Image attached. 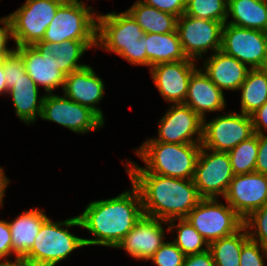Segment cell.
Wrapping results in <instances>:
<instances>
[{"label": "cell", "instance_id": "40", "mask_svg": "<svg viewBox=\"0 0 267 266\" xmlns=\"http://www.w3.org/2000/svg\"><path fill=\"white\" fill-rule=\"evenodd\" d=\"M258 156L255 172L267 175V136L258 134Z\"/></svg>", "mask_w": 267, "mask_h": 266}, {"label": "cell", "instance_id": "45", "mask_svg": "<svg viewBox=\"0 0 267 266\" xmlns=\"http://www.w3.org/2000/svg\"><path fill=\"white\" fill-rule=\"evenodd\" d=\"M8 179L6 176H4V171L0 167V206L2 204V199L4 196L5 188L8 185Z\"/></svg>", "mask_w": 267, "mask_h": 266}, {"label": "cell", "instance_id": "39", "mask_svg": "<svg viewBox=\"0 0 267 266\" xmlns=\"http://www.w3.org/2000/svg\"><path fill=\"white\" fill-rule=\"evenodd\" d=\"M0 23L4 25V28L0 27V60H4L7 56L12 54L15 49L11 50L7 49L6 47L8 37L13 38V32L8 17L6 16L5 18L1 19Z\"/></svg>", "mask_w": 267, "mask_h": 266}, {"label": "cell", "instance_id": "21", "mask_svg": "<svg viewBox=\"0 0 267 266\" xmlns=\"http://www.w3.org/2000/svg\"><path fill=\"white\" fill-rule=\"evenodd\" d=\"M204 67L205 74L220 90H240L250 70L246 64L221 50L211 55Z\"/></svg>", "mask_w": 267, "mask_h": 266}, {"label": "cell", "instance_id": "11", "mask_svg": "<svg viewBox=\"0 0 267 266\" xmlns=\"http://www.w3.org/2000/svg\"><path fill=\"white\" fill-rule=\"evenodd\" d=\"M206 152L201 147L193 181L202 198L214 199L219 194H226L234 173L227 152Z\"/></svg>", "mask_w": 267, "mask_h": 266}, {"label": "cell", "instance_id": "6", "mask_svg": "<svg viewBox=\"0 0 267 266\" xmlns=\"http://www.w3.org/2000/svg\"><path fill=\"white\" fill-rule=\"evenodd\" d=\"M91 10L81 1L65 0L58 7L42 41L62 43L66 40H97V16Z\"/></svg>", "mask_w": 267, "mask_h": 266}, {"label": "cell", "instance_id": "7", "mask_svg": "<svg viewBox=\"0 0 267 266\" xmlns=\"http://www.w3.org/2000/svg\"><path fill=\"white\" fill-rule=\"evenodd\" d=\"M65 0H27L8 15L16 46H33L43 40L58 7Z\"/></svg>", "mask_w": 267, "mask_h": 266}, {"label": "cell", "instance_id": "26", "mask_svg": "<svg viewBox=\"0 0 267 266\" xmlns=\"http://www.w3.org/2000/svg\"><path fill=\"white\" fill-rule=\"evenodd\" d=\"M238 27L260 30L267 33V0H227V15Z\"/></svg>", "mask_w": 267, "mask_h": 266}, {"label": "cell", "instance_id": "22", "mask_svg": "<svg viewBox=\"0 0 267 266\" xmlns=\"http://www.w3.org/2000/svg\"><path fill=\"white\" fill-rule=\"evenodd\" d=\"M93 45L100 46L97 40H66L62 43L40 41L33 46L41 54L52 53L56 69L68 75L87 66L77 64V61Z\"/></svg>", "mask_w": 267, "mask_h": 266}, {"label": "cell", "instance_id": "12", "mask_svg": "<svg viewBox=\"0 0 267 266\" xmlns=\"http://www.w3.org/2000/svg\"><path fill=\"white\" fill-rule=\"evenodd\" d=\"M40 118L58 123L73 132L85 133L98 129L104 124L89 107L80 105L68 97L49 94L44 95Z\"/></svg>", "mask_w": 267, "mask_h": 266}, {"label": "cell", "instance_id": "46", "mask_svg": "<svg viewBox=\"0 0 267 266\" xmlns=\"http://www.w3.org/2000/svg\"><path fill=\"white\" fill-rule=\"evenodd\" d=\"M265 71H266V73H267V64L264 66V68H263Z\"/></svg>", "mask_w": 267, "mask_h": 266}, {"label": "cell", "instance_id": "34", "mask_svg": "<svg viewBox=\"0 0 267 266\" xmlns=\"http://www.w3.org/2000/svg\"><path fill=\"white\" fill-rule=\"evenodd\" d=\"M253 224L257 225L255 232H257V235L259 236V240H257V236L254 233L248 231L249 238L258 243L260 242V245L267 248V204L260 209L253 211L244 220V226L246 228L255 229Z\"/></svg>", "mask_w": 267, "mask_h": 266}, {"label": "cell", "instance_id": "2", "mask_svg": "<svg viewBox=\"0 0 267 266\" xmlns=\"http://www.w3.org/2000/svg\"><path fill=\"white\" fill-rule=\"evenodd\" d=\"M131 192L112 199L91 202L78 216L81 227L90 231L95 239H84L85 245L115 247L144 216L141 196L132 184Z\"/></svg>", "mask_w": 267, "mask_h": 266}, {"label": "cell", "instance_id": "35", "mask_svg": "<svg viewBox=\"0 0 267 266\" xmlns=\"http://www.w3.org/2000/svg\"><path fill=\"white\" fill-rule=\"evenodd\" d=\"M25 73V62L16 50L4 59V74L7 90L12 88L15 82L23 77Z\"/></svg>", "mask_w": 267, "mask_h": 266}, {"label": "cell", "instance_id": "14", "mask_svg": "<svg viewBox=\"0 0 267 266\" xmlns=\"http://www.w3.org/2000/svg\"><path fill=\"white\" fill-rule=\"evenodd\" d=\"M224 198L245 220L253 211L267 204V175L257 172L234 175Z\"/></svg>", "mask_w": 267, "mask_h": 266}, {"label": "cell", "instance_id": "20", "mask_svg": "<svg viewBox=\"0 0 267 266\" xmlns=\"http://www.w3.org/2000/svg\"><path fill=\"white\" fill-rule=\"evenodd\" d=\"M223 95V90H220L209 77L199 69L191 75L184 104L189 106L205 120V112L220 111L225 107Z\"/></svg>", "mask_w": 267, "mask_h": 266}, {"label": "cell", "instance_id": "8", "mask_svg": "<svg viewBox=\"0 0 267 266\" xmlns=\"http://www.w3.org/2000/svg\"><path fill=\"white\" fill-rule=\"evenodd\" d=\"M186 220L208 244L234 234L244 225V220L229 205L218 204L216 198H203Z\"/></svg>", "mask_w": 267, "mask_h": 266}, {"label": "cell", "instance_id": "4", "mask_svg": "<svg viewBox=\"0 0 267 266\" xmlns=\"http://www.w3.org/2000/svg\"><path fill=\"white\" fill-rule=\"evenodd\" d=\"M97 42L131 64L148 66L146 48L142 37L145 32L126 11L116 14L97 15Z\"/></svg>", "mask_w": 267, "mask_h": 266}, {"label": "cell", "instance_id": "27", "mask_svg": "<svg viewBox=\"0 0 267 266\" xmlns=\"http://www.w3.org/2000/svg\"><path fill=\"white\" fill-rule=\"evenodd\" d=\"M145 33L166 34L176 31L178 17L144 4L141 0L127 10Z\"/></svg>", "mask_w": 267, "mask_h": 266}, {"label": "cell", "instance_id": "43", "mask_svg": "<svg viewBox=\"0 0 267 266\" xmlns=\"http://www.w3.org/2000/svg\"><path fill=\"white\" fill-rule=\"evenodd\" d=\"M0 266H35V265H33L25 257L16 256L15 262L8 261V259L6 258L5 262L3 263L0 262Z\"/></svg>", "mask_w": 267, "mask_h": 266}, {"label": "cell", "instance_id": "16", "mask_svg": "<svg viewBox=\"0 0 267 266\" xmlns=\"http://www.w3.org/2000/svg\"><path fill=\"white\" fill-rule=\"evenodd\" d=\"M194 60L159 63L151 67V75L163 98L184 104L191 75L197 70Z\"/></svg>", "mask_w": 267, "mask_h": 266}, {"label": "cell", "instance_id": "1", "mask_svg": "<svg viewBox=\"0 0 267 266\" xmlns=\"http://www.w3.org/2000/svg\"><path fill=\"white\" fill-rule=\"evenodd\" d=\"M138 189L143 213L146 216L170 222L186 218L203 199L193 179L172 178L152 173H128Z\"/></svg>", "mask_w": 267, "mask_h": 266}, {"label": "cell", "instance_id": "29", "mask_svg": "<svg viewBox=\"0 0 267 266\" xmlns=\"http://www.w3.org/2000/svg\"><path fill=\"white\" fill-rule=\"evenodd\" d=\"M243 225L237 232L209 244L215 266H240V253L243 244L249 239ZM241 231H243L241 233ZM245 231V232H244Z\"/></svg>", "mask_w": 267, "mask_h": 266}, {"label": "cell", "instance_id": "19", "mask_svg": "<svg viewBox=\"0 0 267 266\" xmlns=\"http://www.w3.org/2000/svg\"><path fill=\"white\" fill-rule=\"evenodd\" d=\"M25 62L26 73L36 85H43L46 92L65 84L66 75L56 69L53 54H41L34 46H17L15 49Z\"/></svg>", "mask_w": 267, "mask_h": 266}, {"label": "cell", "instance_id": "24", "mask_svg": "<svg viewBox=\"0 0 267 266\" xmlns=\"http://www.w3.org/2000/svg\"><path fill=\"white\" fill-rule=\"evenodd\" d=\"M146 48L148 66L159 63L187 60L177 31L166 34L145 33L142 37Z\"/></svg>", "mask_w": 267, "mask_h": 266}, {"label": "cell", "instance_id": "15", "mask_svg": "<svg viewBox=\"0 0 267 266\" xmlns=\"http://www.w3.org/2000/svg\"><path fill=\"white\" fill-rule=\"evenodd\" d=\"M159 138L155 140L176 144H201L203 138V119L185 104H176L170 107L160 120ZM199 136L196 141L193 135Z\"/></svg>", "mask_w": 267, "mask_h": 266}, {"label": "cell", "instance_id": "17", "mask_svg": "<svg viewBox=\"0 0 267 266\" xmlns=\"http://www.w3.org/2000/svg\"><path fill=\"white\" fill-rule=\"evenodd\" d=\"M163 220L144 215L116 248L125 249L136 259L149 260L164 243Z\"/></svg>", "mask_w": 267, "mask_h": 266}, {"label": "cell", "instance_id": "23", "mask_svg": "<svg viewBox=\"0 0 267 266\" xmlns=\"http://www.w3.org/2000/svg\"><path fill=\"white\" fill-rule=\"evenodd\" d=\"M48 217L41 210L24 212L9 223L12 251L16 256L25 257L33 246L40 227Z\"/></svg>", "mask_w": 267, "mask_h": 266}, {"label": "cell", "instance_id": "31", "mask_svg": "<svg viewBox=\"0 0 267 266\" xmlns=\"http://www.w3.org/2000/svg\"><path fill=\"white\" fill-rule=\"evenodd\" d=\"M185 15L227 23V0H186Z\"/></svg>", "mask_w": 267, "mask_h": 266}, {"label": "cell", "instance_id": "9", "mask_svg": "<svg viewBox=\"0 0 267 266\" xmlns=\"http://www.w3.org/2000/svg\"><path fill=\"white\" fill-rule=\"evenodd\" d=\"M220 50L249 64L251 69L264 68L267 61V33L225 23Z\"/></svg>", "mask_w": 267, "mask_h": 266}, {"label": "cell", "instance_id": "41", "mask_svg": "<svg viewBox=\"0 0 267 266\" xmlns=\"http://www.w3.org/2000/svg\"><path fill=\"white\" fill-rule=\"evenodd\" d=\"M183 266H215L211 251L186 255Z\"/></svg>", "mask_w": 267, "mask_h": 266}, {"label": "cell", "instance_id": "13", "mask_svg": "<svg viewBox=\"0 0 267 266\" xmlns=\"http://www.w3.org/2000/svg\"><path fill=\"white\" fill-rule=\"evenodd\" d=\"M223 23L215 20H205L188 15L177 19V28L181 46L188 59L201 58V54L213 49H221Z\"/></svg>", "mask_w": 267, "mask_h": 266}, {"label": "cell", "instance_id": "5", "mask_svg": "<svg viewBox=\"0 0 267 266\" xmlns=\"http://www.w3.org/2000/svg\"><path fill=\"white\" fill-rule=\"evenodd\" d=\"M63 225L81 226L78 216L67 219L63 223H55L47 218L25 258L35 266H55L73 250L86 246L84 238L71 234L67 228L61 227Z\"/></svg>", "mask_w": 267, "mask_h": 266}, {"label": "cell", "instance_id": "37", "mask_svg": "<svg viewBox=\"0 0 267 266\" xmlns=\"http://www.w3.org/2000/svg\"><path fill=\"white\" fill-rule=\"evenodd\" d=\"M141 2L178 18L185 13L186 9V0H143Z\"/></svg>", "mask_w": 267, "mask_h": 266}, {"label": "cell", "instance_id": "25", "mask_svg": "<svg viewBox=\"0 0 267 266\" xmlns=\"http://www.w3.org/2000/svg\"><path fill=\"white\" fill-rule=\"evenodd\" d=\"M8 92L12 95L16 114L21 121L30 124L35 121L36 115L40 117L44 96L38 101V86L27 73Z\"/></svg>", "mask_w": 267, "mask_h": 266}, {"label": "cell", "instance_id": "33", "mask_svg": "<svg viewBox=\"0 0 267 266\" xmlns=\"http://www.w3.org/2000/svg\"><path fill=\"white\" fill-rule=\"evenodd\" d=\"M185 257L173 242H164L150 260L157 266H183Z\"/></svg>", "mask_w": 267, "mask_h": 266}, {"label": "cell", "instance_id": "28", "mask_svg": "<svg viewBox=\"0 0 267 266\" xmlns=\"http://www.w3.org/2000/svg\"><path fill=\"white\" fill-rule=\"evenodd\" d=\"M240 89L242 90L241 112L250 116L267 102L266 71L263 68H250Z\"/></svg>", "mask_w": 267, "mask_h": 266}, {"label": "cell", "instance_id": "44", "mask_svg": "<svg viewBox=\"0 0 267 266\" xmlns=\"http://www.w3.org/2000/svg\"><path fill=\"white\" fill-rule=\"evenodd\" d=\"M8 92L4 74V60H0V94Z\"/></svg>", "mask_w": 267, "mask_h": 266}, {"label": "cell", "instance_id": "3", "mask_svg": "<svg viewBox=\"0 0 267 266\" xmlns=\"http://www.w3.org/2000/svg\"><path fill=\"white\" fill-rule=\"evenodd\" d=\"M201 144H176L146 141L139 150L146 169L133 164L128 173H152L172 178L193 179Z\"/></svg>", "mask_w": 267, "mask_h": 266}, {"label": "cell", "instance_id": "36", "mask_svg": "<svg viewBox=\"0 0 267 266\" xmlns=\"http://www.w3.org/2000/svg\"><path fill=\"white\" fill-rule=\"evenodd\" d=\"M259 243L248 239L242 246L240 253V266H264L263 257L260 254V248L265 253L267 257V248L258 245ZM260 246V248H259Z\"/></svg>", "mask_w": 267, "mask_h": 266}, {"label": "cell", "instance_id": "32", "mask_svg": "<svg viewBox=\"0 0 267 266\" xmlns=\"http://www.w3.org/2000/svg\"><path fill=\"white\" fill-rule=\"evenodd\" d=\"M176 227L178 228V235L173 243L185 255L201 253L209 249L207 241L196 231L186 218L179 219V223ZM203 244H205L206 248H201Z\"/></svg>", "mask_w": 267, "mask_h": 266}, {"label": "cell", "instance_id": "10", "mask_svg": "<svg viewBox=\"0 0 267 266\" xmlns=\"http://www.w3.org/2000/svg\"><path fill=\"white\" fill-rule=\"evenodd\" d=\"M203 120L202 147L205 150L229 152L239 143L253 136L251 117L241 112L219 116L205 123Z\"/></svg>", "mask_w": 267, "mask_h": 266}, {"label": "cell", "instance_id": "18", "mask_svg": "<svg viewBox=\"0 0 267 266\" xmlns=\"http://www.w3.org/2000/svg\"><path fill=\"white\" fill-rule=\"evenodd\" d=\"M64 95L74 102L89 107L102 120V111L95 104L102 99L104 93L103 81L96 76L90 66L66 75Z\"/></svg>", "mask_w": 267, "mask_h": 266}, {"label": "cell", "instance_id": "42", "mask_svg": "<svg viewBox=\"0 0 267 266\" xmlns=\"http://www.w3.org/2000/svg\"><path fill=\"white\" fill-rule=\"evenodd\" d=\"M255 134H263V126L267 130V102L250 115ZM263 125V126H262Z\"/></svg>", "mask_w": 267, "mask_h": 266}, {"label": "cell", "instance_id": "38", "mask_svg": "<svg viewBox=\"0 0 267 266\" xmlns=\"http://www.w3.org/2000/svg\"><path fill=\"white\" fill-rule=\"evenodd\" d=\"M12 251V238L9 223L0 220V259L8 257Z\"/></svg>", "mask_w": 267, "mask_h": 266}, {"label": "cell", "instance_id": "30", "mask_svg": "<svg viewBox=\"0 0 267 266\" xmlns=\"http://www.w3.org/2000/svg\"><path fill=\"white\" fill-rule=\"evenodd\" d=\"M258 148V134H254L227 152L234 175L255 172Z\"/></svg>", "mask_w": 267, "mask_h": 266}]
</instances>
